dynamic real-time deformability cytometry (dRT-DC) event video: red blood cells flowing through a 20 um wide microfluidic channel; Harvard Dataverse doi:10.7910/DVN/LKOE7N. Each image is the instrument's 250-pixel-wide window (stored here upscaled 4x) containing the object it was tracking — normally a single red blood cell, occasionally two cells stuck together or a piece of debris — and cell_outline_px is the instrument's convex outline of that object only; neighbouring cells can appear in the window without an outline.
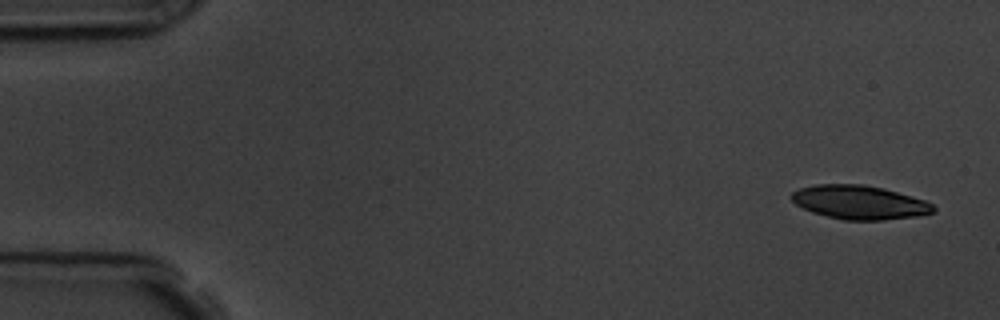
{"species": "common noctule bat (a hibernating species)", "species_latin": "Nyctalus noctula", "temperature_condition": "room temperature", "stored_images_in_passage": 16, "camera_frame_rate_fps": 3000, "um_per_image_px": 0.085, "animal": {"sex": "male", "body_mass_g": 19.5, "forearm_length_mm": 54.6}, "frame": {"image": 1, "passage_image": 1, "time_ms": 0.0, "image_size_px": [1000, 320], "cell_outline_px": [[936, 212], [916, 216], [884, 220], [844, 220], [812, 212], [796, 204], [792, 200], [792, 192], [800, 188], [816, 184], [864, 184], [884, 188], [912, 196], [924, 200], [932, 204], [936, 208]], "centroid_in_image_um": [73.08, 17.19], "position_along_channel_um": 11.9, "area_um2": 27.92}}